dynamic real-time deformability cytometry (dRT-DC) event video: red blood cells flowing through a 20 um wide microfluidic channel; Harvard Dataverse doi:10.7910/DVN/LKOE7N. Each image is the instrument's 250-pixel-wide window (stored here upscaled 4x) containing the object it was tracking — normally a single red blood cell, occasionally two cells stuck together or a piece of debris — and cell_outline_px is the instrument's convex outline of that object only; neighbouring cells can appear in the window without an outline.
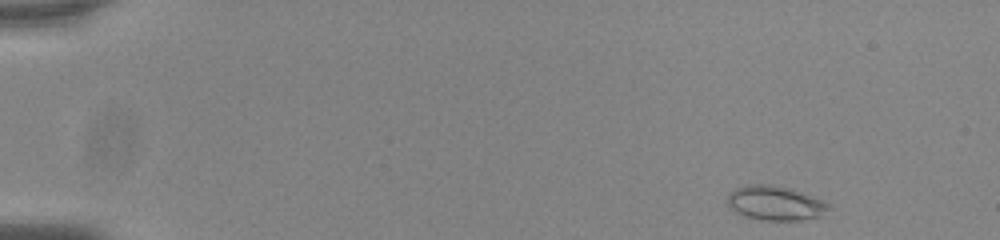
{"species": "common noctule bat (a hibernating species)", "species_latin": "Nyctalus noctula", "temperature_condition": "room temperature", "stored_images_in_passage": 51, "camera_frame_rate_fps": 3000, "um_per_image_px": 0.085, "animal": {"sex": "male", "body_mass_g": 20.0, "forearm_length_mm": 53.3}, "frame": {"image": 1, "passage_image": 1, "time_ms": 0.0, "image_size_px": [1000, 240], "cell_outline_px": [[832, 208], [820, 216], [800, 220], [760, 220], [744, 216], [728, 208], [728, 196], [736, 188], [748, 184], [772, 184], [792, 188], [820, 200], [828, 204]], "centroid_in_image_um": [65.88, 17.26], "position_along_channel_um": 19.1, "area_um2": 20.29}}
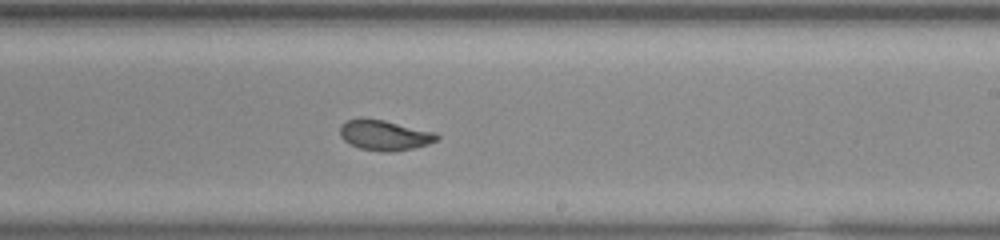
{"frame": {"image": 2, "passage_image": 30, "time_ms": 9.667, "image_size_px": [1000, 240], "cell_outline_px": [[440, 136], [436, 140], [428, 144], [412, 148], [388, 152], [360, 148], [344, 140], [340, 136], [340, 124], [348, 120], [360, 116], [364, 116], [384, 120], [436, 132]], "centroid_in_image_um": [32.66, 11.45], "position_along_channel_um": 256.3, "area_um2": 17.17}}
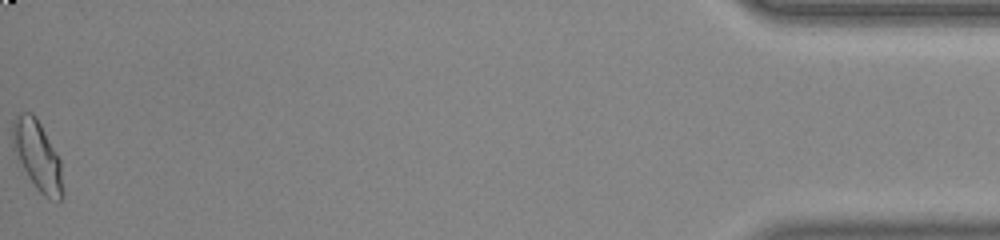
{"frame": {"image": 3, "passage_image": 51, "time_ms": 16.667, "image_size_px": [1000, 240], "cell_outline_px": [[64, 196], [60, 200], [44, 196], [36, 188], [28, 176], [12, 148], [12, 120], [20, 112], [32, 112], [36, 116], [60, 160], [64, 192]], "centroid_in_image_um": [3.17, 13.2], "position_along_channel_um": 432.0, "area_um2": 20.23}, "authors_computed_cell_mechanics": {"area_um2": 17.8602, "velocity_mm_per_s": 3.7633, "shape_relaxation_time_tau1_ms": 9.793, "shape_relaxation_time_tau2_ms": 0.9265, "deformation_change_tau1": 0.2147, "deformation_change_tau2": 0.0591}}